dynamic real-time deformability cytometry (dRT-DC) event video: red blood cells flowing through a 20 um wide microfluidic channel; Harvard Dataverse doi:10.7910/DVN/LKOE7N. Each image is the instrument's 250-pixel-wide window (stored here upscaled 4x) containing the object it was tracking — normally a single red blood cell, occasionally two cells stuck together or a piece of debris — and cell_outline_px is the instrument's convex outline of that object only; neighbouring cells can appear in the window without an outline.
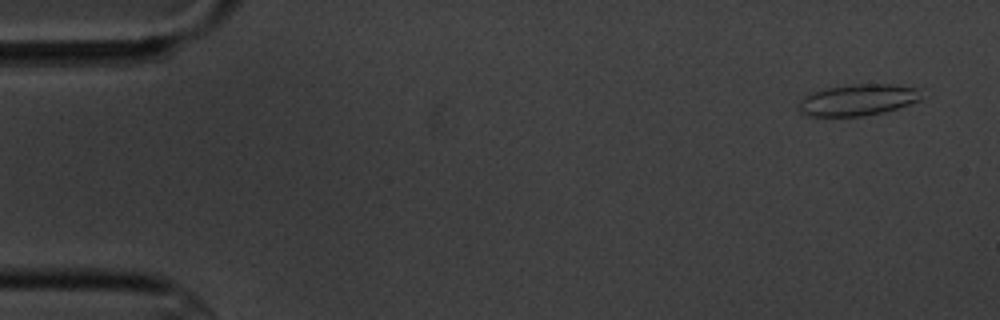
{"species": "common noctule bat (a hibernating species)", "species_latin": "Nyctalus noctula", "temperature_condition": "cold", "stored_images_in_passage": 5, "camera_frame_rate_fps": 3000, "um_per_image_px": 0.085, "animal": {"sex": "male", "body_mass_g": 20.1, "forearm_length_mm": 53.5}, "frame": {"image": 1, "passage_image": 1, "time_ms": 0.0, "image_size_px": [1000, 320], "cell_outline_px": [[920, 100], [884, 112], [864, 116], [808, 116], [800, 108], [800, 100], [804, 96], [812, 92], [828, 88], [852, 84], [892, 84], [916, 88]], "centroid_in_image_um": [72.89, 8.49], "position_along_channel_um": 12.1, "area_um2": 21.96}}
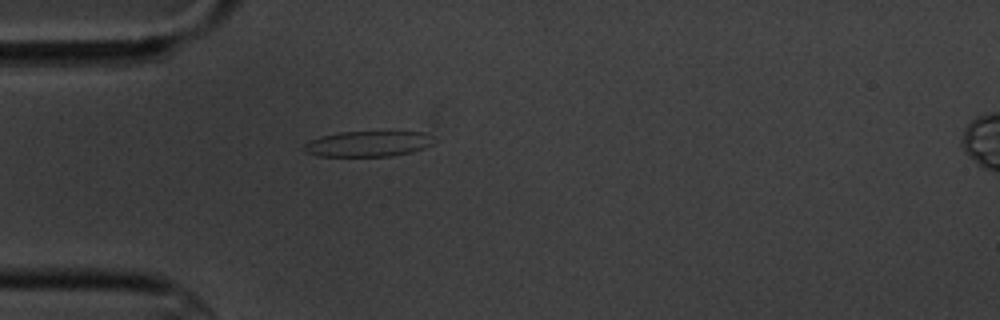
{"frame": {"image": 2, "passage_image": 5, "time_ms": 4.333, "image_size_px": [1000, 320], "cell_outline_px": [[432, 144], [424, 148], [412, 152], [392, 156], [316, 156], [304, 152], [304, 144], [320, 136], [340, 132], [424, 132]], "centroid_in_image_um": [31.2, 12.24], "position_along_channel_um": 53.8, "area_um2": 19.07}}